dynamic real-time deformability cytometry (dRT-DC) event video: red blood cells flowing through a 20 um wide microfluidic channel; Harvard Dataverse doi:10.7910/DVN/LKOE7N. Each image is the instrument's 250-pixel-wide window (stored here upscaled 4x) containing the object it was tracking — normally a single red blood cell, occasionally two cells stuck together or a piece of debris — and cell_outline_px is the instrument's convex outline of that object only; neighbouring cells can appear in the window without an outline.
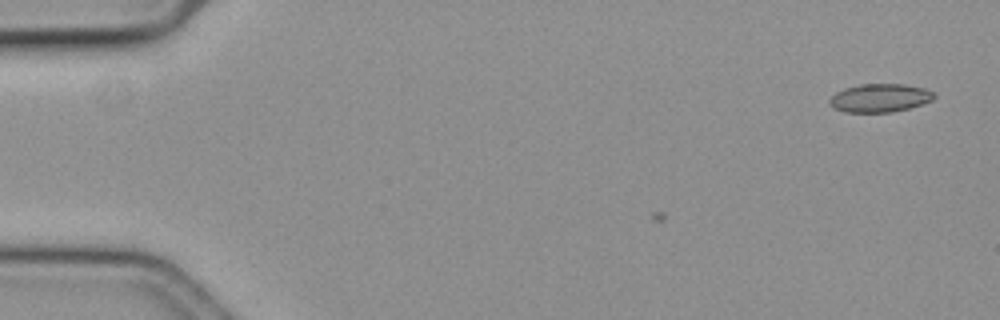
{"species": "common noctule bat (a hibernating species)", "species_latin": "Nyctalus noctula", "temperature_condition": "cold", "stored_images_in_passage": 8, "camera_frame_rate_fps": 3000, "um_per_image_px": 0.085, "animal": {"sex": "female", "body_mass_g": 19.3, "forearm_length_mm": 54.1}, "frame": {"image": 1, "passage_image": 8, "time_ms": 2.333, "image_size_px": [1000, 320], "cell_outline_px": [[936, 96], [932, 100], [924, 104], [892, 112], [844, 112], [832, 108], [828, 104], [828, 100], [836, 92], [844, 88], [860, 84], [904, 84], [924, 88], [936, 92]], "centroid_in_image_um": [74.79, 8.32], "position_along_channel_um": 10.2, "area_um2": 17.51}}